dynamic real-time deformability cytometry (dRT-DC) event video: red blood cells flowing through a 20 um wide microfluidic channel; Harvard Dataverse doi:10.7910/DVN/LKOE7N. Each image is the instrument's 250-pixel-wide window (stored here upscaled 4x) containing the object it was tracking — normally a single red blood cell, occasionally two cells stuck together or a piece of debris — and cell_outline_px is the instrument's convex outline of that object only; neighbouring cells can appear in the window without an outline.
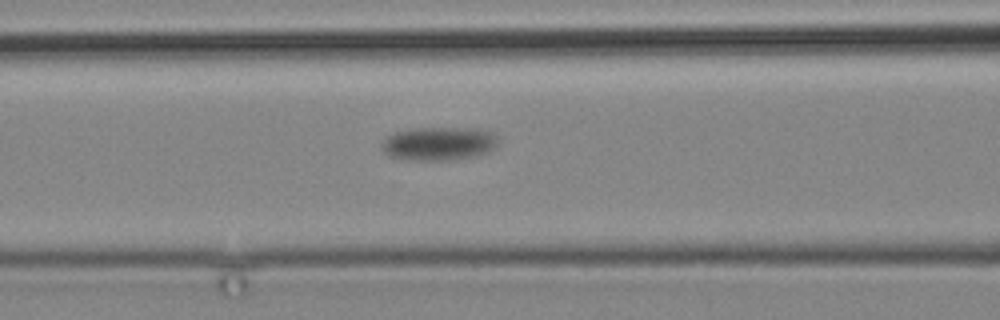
{"species": "common noctule bat (a hibernating species)", "species_latin": "Nyctalus noctula", "temperature_condition": "cold", "stored_images_in_passage": 5, "camera_frame_rate_fps": 3000, "um_per_image_px": 0.085, "animal": {"sex": "male", "body_mass_g": 19.2, "forearm_length_mm": 51.8}, "frame": {"image": 1, "passage_image": 5, "time_ms": 5.667, "image_size_px": [1000, 320], "cell_outline_px": [[500, 140], [496, 148], [488, 152], [476, 156], [452, 160], [408, 160], [388, 156], [380, 148], [380, 144], [388, 136], [396, 132], [416, 128], [480, 128], [492, 132]], "centroid_in_image_um": [37.34, 12.21], "position_along_channel_um": 129.3, "area_um2": 23.12}}